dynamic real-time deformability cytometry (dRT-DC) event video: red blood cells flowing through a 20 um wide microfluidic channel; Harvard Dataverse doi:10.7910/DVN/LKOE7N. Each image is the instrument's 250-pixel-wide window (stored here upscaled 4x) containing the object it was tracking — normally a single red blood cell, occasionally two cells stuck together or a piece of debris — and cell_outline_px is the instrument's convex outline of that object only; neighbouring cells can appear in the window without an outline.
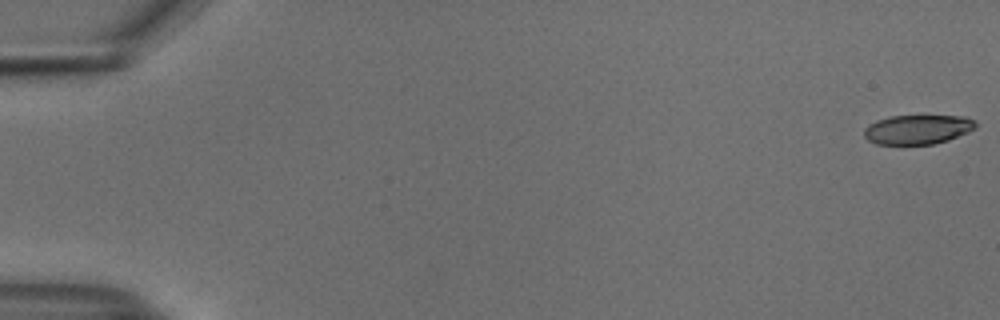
{"species": "common noctule bat (a hibernating species)", "species_latin": "Nyctalus noctula", "temperature_condition": "cold", "stored_images_in_passage": 12, "camera_frame_rate_fps": 3000, "um_per_image_px": 0.085, "animal": {"sex": "male", "body_mass_g": 18.8}, "frame": {"image": 1, "passage_image": 1, "time_ms": 0.0, "image_size_px": [1000, 320], "cell_outline_px": [[976, 128], [968, 132], [948, 140], [932, 144], [876, 144], [868, 140], [864, 136], [864, 128], [868, 124], [876, 120], [892, 116], [968, 116], [976, 124]], "centroid_in_image_um": [77.98, 11.0], "position_along_channel_um": 7.0, "area_um2": 19.07}}